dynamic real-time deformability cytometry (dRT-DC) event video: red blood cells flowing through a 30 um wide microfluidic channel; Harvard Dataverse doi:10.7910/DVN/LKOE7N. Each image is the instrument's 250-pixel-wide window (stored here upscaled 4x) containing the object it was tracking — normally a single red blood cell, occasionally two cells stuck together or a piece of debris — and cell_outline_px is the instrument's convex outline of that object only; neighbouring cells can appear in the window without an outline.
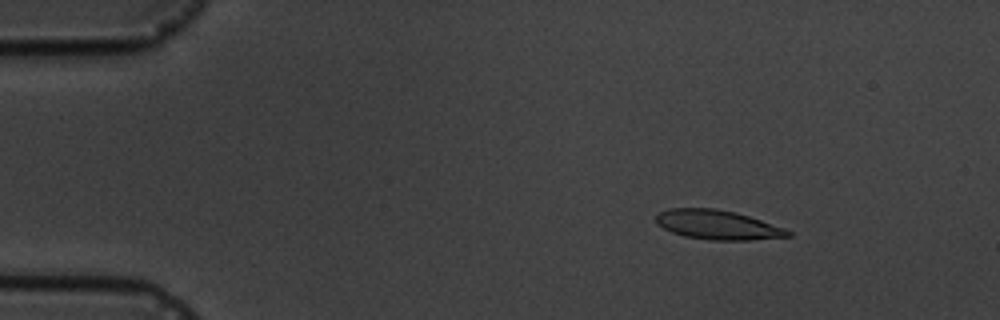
{"species": "common noctule bat (a hibernating species)", "species_latin": "Nyctalus noctula", "temperature_condition": "cold", "stored_images_in_passage": 18, "segment_of_instrument_passage": [1, 2], "camera_frame_rate_fps": 3000, "um_per_image_px": 0.085, "animal": {"sex": "male", "body_mass_g": 19.5, "forearm_length_mm": 54.6}, "frame": {"image": 1, "passage_image": 3, "time_ms": 2.333, "image_size_px": [1000, 320], "cell_outline_px": [[792, 236], [752, 240], [708, 240], [684, 236], [672, 232], [656, 224], [656, 216], [660, 212], [668, 208], [716, 208], [736, 212], [784, 228], [792, 232]], "centroid_in_image_um": [60.98, 19.11], "position_along_channel_um": 24.0, "area_um2": 22.6}}
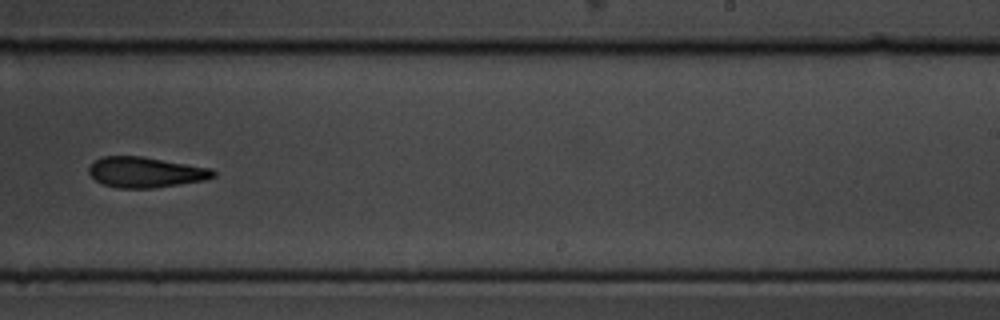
{"frame": {"image": 2, "passage_image": 11, "time_ms": 11.667, "image_size_px": [1000, 320], "cell_outline_px": [[216, 176], [204, 180], [180, 184], [152, 188], [116, 188], [104, 184], [96, 180], [88, 172], [88, 168], [92, 160], [100, 156], [144, 156], [212, 168], [216, 172]], "centroid_in_image_um": [12.36, 14.62], "position_along_channel_um": 276.6, "area_um2": 22.37}}
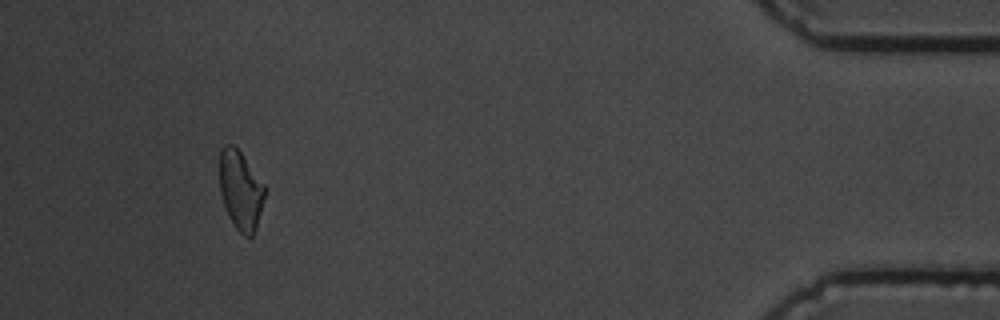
{"frame": {"image": 3, "passage_image": 16, "time_ms": 17.333, "image_size_px": [1000, 320], "cell_outline_px": [[268, 188], [256, 228], [252, 236], [244, 236], [236, 228], [228, 216], [220, 192], [220, 152], [224, 144], [232, 144], [240, 152]], "centroid_in_image_um": [20.48, 16.17], "position_along_channel_um": 414.7, "area_um2": 20.87}}